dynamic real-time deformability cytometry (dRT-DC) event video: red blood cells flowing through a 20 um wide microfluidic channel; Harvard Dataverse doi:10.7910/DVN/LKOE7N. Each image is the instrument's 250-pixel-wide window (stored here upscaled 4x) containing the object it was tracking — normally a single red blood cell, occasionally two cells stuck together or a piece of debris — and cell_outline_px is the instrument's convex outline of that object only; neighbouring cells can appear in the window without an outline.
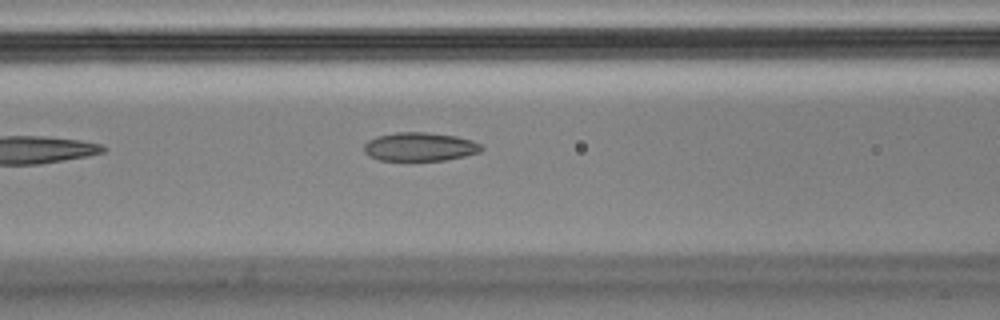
{"species": "Egyptian fruit bat (a non-hibernating species)", "species_latin": "Rousettus aegyptiacus", "temperature_condition": "cold", "stored_images_in_passage": 6, "camera_frame_rate_fps": 3000, "um_per_image_px": 0.085, "animal": {"sex": "male"}, "frame": {"image": 1, "passage_image": 6, "time_ms": 1.667, "image_size_px": [1000, 320], "cell_outline_px": [[484, 148], [480, 152], [464, 156], [444, 160], [380, 160], [368, 156], [364, 152], [364, 144], [368, 140], [376, 136], [396, 132], [424, 132], [456, 136], [472, 140], [480, 144]], "centroid_in_image_um": [35.67, 12.47], "position_along_channel_um": 130.9, "area_um2": 19.59}}